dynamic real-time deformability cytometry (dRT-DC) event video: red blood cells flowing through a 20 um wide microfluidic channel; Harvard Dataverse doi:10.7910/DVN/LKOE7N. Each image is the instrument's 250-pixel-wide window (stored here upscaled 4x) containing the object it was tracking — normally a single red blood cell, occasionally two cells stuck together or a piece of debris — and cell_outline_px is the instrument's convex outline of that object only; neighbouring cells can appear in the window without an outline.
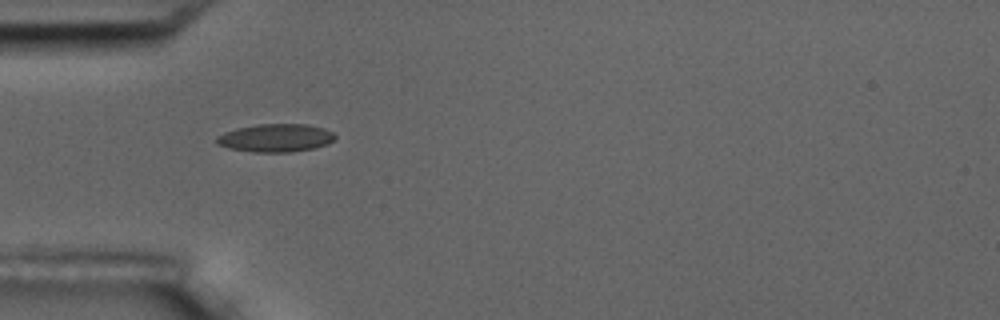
{"species": "common noctule bat (a hibernating species)", "species_latin": "Nyctalus noctula", "temperature_condition": "room temperature", "stored_images_in_passage": 40, "camera_frame_rate_fps": 3000, "um_per_image_px": 0.085, "animal": {"sex": "male", "body_mass_g": 17.5, "forearm_length_mm": 52.3}, "frame": {"image": 1, "passage_image": 1, "time_ms": 0.0, "image_size_px": [1000, 320], "cell_outline_px": [[336, 136], [328, 144], [316, 148], [288, 152], [252, 152], [228, 148], [216, 144], [216, 136], [224, 132], [236, 128], [256, 124], [308, 124], [324, 128], [332, 132]], "centroid_in_image_um": [23.41, 11.72], "position_along_channel_um": 61.6, "area_um2": 19.54}}
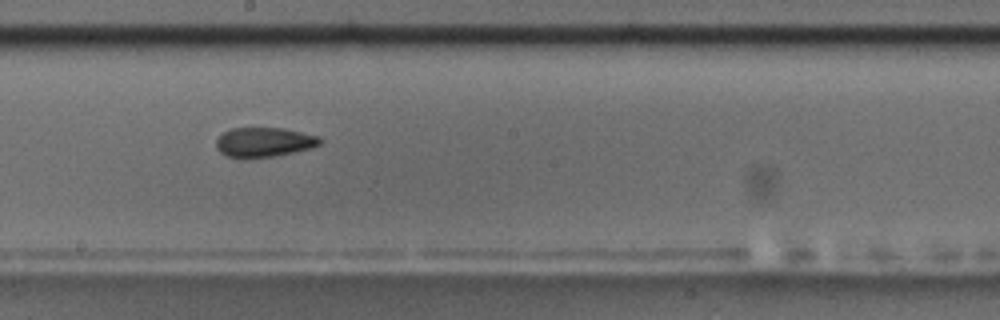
{"frame": {"image": 2, "passage_image": 15, "time_ms": 4.667, "image_size_px": [1000, 320], "cell_outline_px": [[324, 140], [320, 144], [308, 148], [292, 152], [272, 156], [228, 156], [220, 152], [216, 148], [216, 140], [224, 132], [232, 128], [284, 128], [320, 136]], "centroid_in_image_um": [22.48, 12.05], "position_along_channel_um": 225.7, "area_um2": 17.4}}
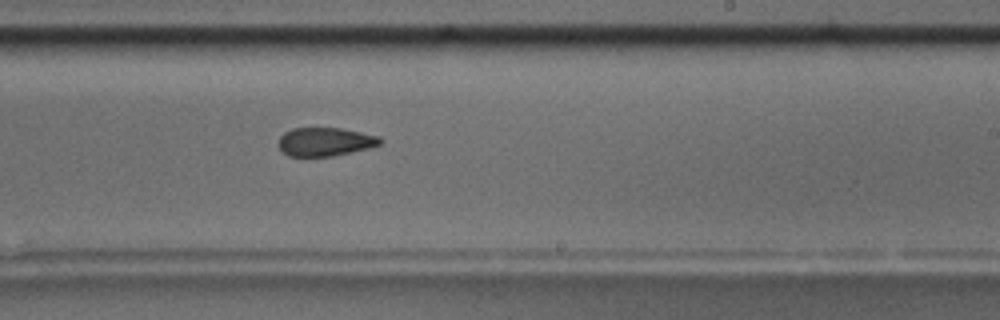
{"frame": {"image": 3, "passage_image": 18, "time_ms": 5.667, "image_size_px": [1000, 320], "cell_outline_px": [[384, 140], [380, 144], [368, 148], [332, 156], [288, 156], [276, 144], [280, 136], [284, 132], [292, 128], [340, 128], [380, 136]], "centroid_in_image_um": [27.62, 12.04], "position_along_channel_um": 261.4, "area_um2": 16.94}, "authors_computed_cell_mechanics": {"area_um2": 18.1781, "velocity_mm_per_s": 3.5694, "shape_relaxation_time_tau1_ms": null, "shape_relaxation_time_tau2_ms": 2.6459, "deformation_change_tau1": null, "deformation_change_tau2": 0.0811}}